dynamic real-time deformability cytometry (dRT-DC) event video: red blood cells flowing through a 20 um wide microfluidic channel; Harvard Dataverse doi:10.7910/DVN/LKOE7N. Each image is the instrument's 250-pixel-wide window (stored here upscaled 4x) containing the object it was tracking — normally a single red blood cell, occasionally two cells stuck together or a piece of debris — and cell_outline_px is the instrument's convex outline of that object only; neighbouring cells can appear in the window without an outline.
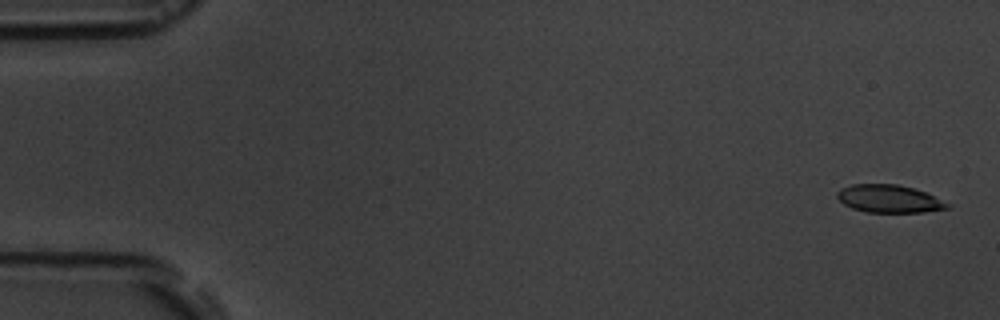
{"species": "common noctule bat (a hibernating species)", "species_latin": "Nyctalus noctula", "temperature_condition": "room temperature", "stored_images_in_passage": 6, "camera_frame_rate_fps": 3000, "um_per_image_px": 0.085, "animal": {"sex": "male", "body_mass_g": 19.5, "forearm_length_mm": 54.6}, "frame": {"image": 1, "passage_image": 1, "time_ms": 0.0, "image_size_px": [1000, 320], "cell_outline_px": [[952, 208], [924, 212], [868, 212], [852, 208], [844, 204], [836, 196], [836, 192], [840, 188], [852, 184], [896, 184], [912, 188], [924, 192], [952, 204]], "centroid_in_image_um": [75.59, 16.9], "position_along_channel_um": 9.4, "area_um2": 17.86}}
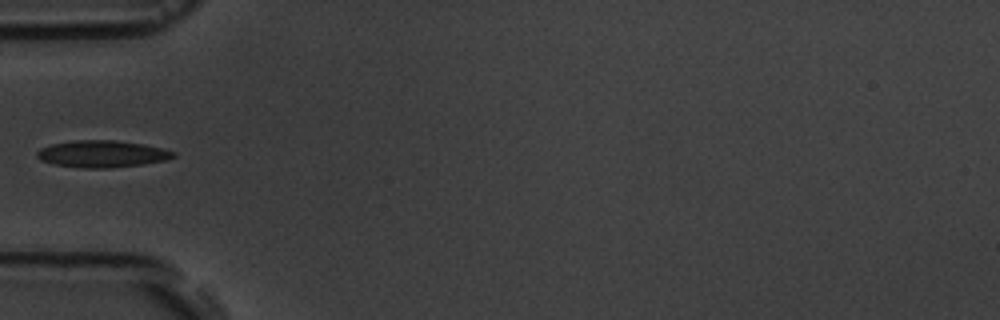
{"frame": {"image": 2, "passage_image": 5, "time_ms": 5.667, "image_size_px": [1000, 320], "cell_outline_px": [[176, 156], [168, 160], [144, 164], [108, 168], [84, 168], [56, 164], [40, 160], [36, 156], [36, 152], [40, 148], [52, 144], [76, 140], [116, 140], [140, 144], [160, 148], [176, 152]], "centroid_in_image_um": [8.68, 13.08], "position_along_channel_um": 76.3, "area_um2": 21.27}}
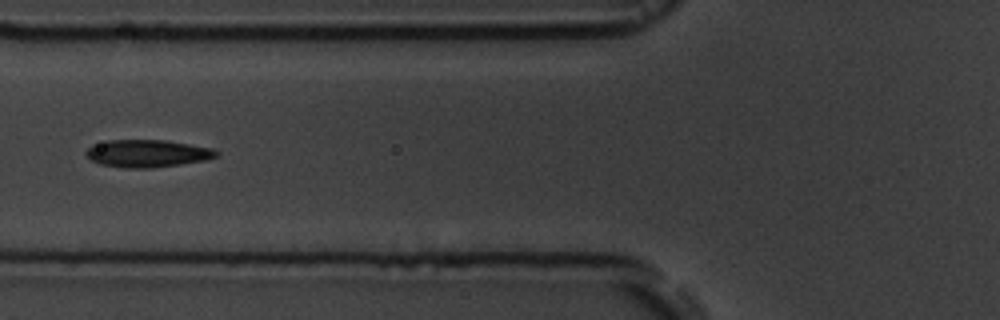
{"frame": {"image": 3, "passage_image": 6, "time_ms": 6.667, "image_size_px": [1000, 320], "cell_outline_px": [[220, 152], [216, 156], [204, 160], [180, 164], [152, 168], [124, 168], [100, 164], [92, 160], [84, 152], [92, 144], [108, 140], [164, 140], [212, 148]], "centroid_in_image_um": [12.49, 13.04], "position_along_channel_um": 113.3, "area_um2": 20.75}}